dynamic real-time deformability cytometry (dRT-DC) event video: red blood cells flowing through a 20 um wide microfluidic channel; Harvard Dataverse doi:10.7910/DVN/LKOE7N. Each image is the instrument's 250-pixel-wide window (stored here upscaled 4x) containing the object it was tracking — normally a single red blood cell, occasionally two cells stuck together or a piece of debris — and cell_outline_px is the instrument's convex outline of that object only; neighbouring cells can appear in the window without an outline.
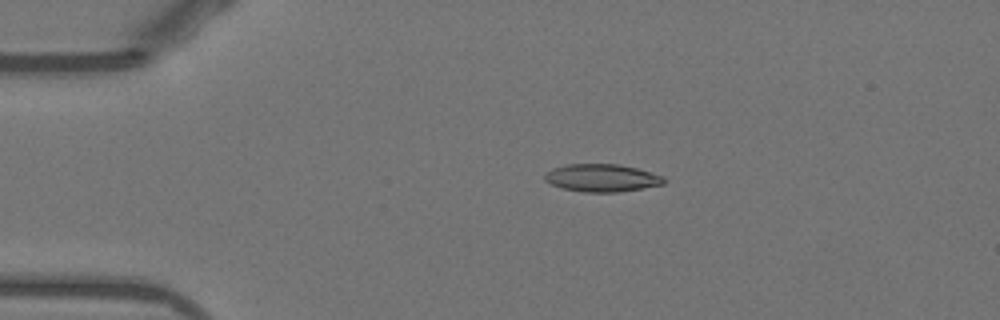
{"species": "Egyptian fruit bat (a non-hibernating species)", "species_latin": "Rousettus aegyptiacus", "temperature_condition": "warm", "stored_images_in_passage": 43, "camera_frame_rate_fps": 3000, "um_per_image_px": 0.085, "animal": {"sex": "female"}, "frame": {"image": 1, "passage_image": 1, "time_ms": 0.0, "image_size_px": [1000, 320], "cell_outline_px": [[664, 184], [620, 192], [584, 192], [564, 188], [552, 184], [544, 180], [544, 176], [552, 168], [568, 164], [620, 164], [636, 168], [664, 176]], "centroid_in_image_um": [51.17, 15.12], "position_along_channel_um": 33.8, "area_um2": 19.07}}
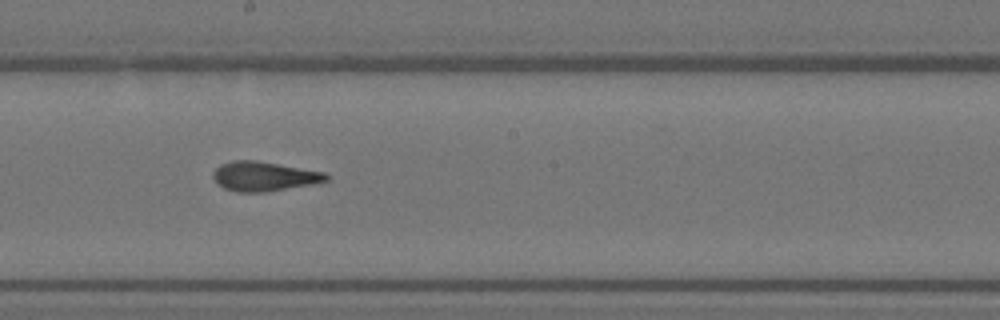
{"frame": {"image": 2, "passage_image": 19, "time_ms": 6.0, "image_size_px": [1000, 320], "cell_outline_px": [[328, 180], [312, 184], [264, 192], [236, 192], [224, 188], [216, 184], [212, 176], [212, 172], [220, 164], [232, 160], [256, 160], [324, 172], [328, 176]], "centroid_in_image_um": [22.37, 14.98], "position_along_channel_um": 225.8, "area_um2": 19.42}}
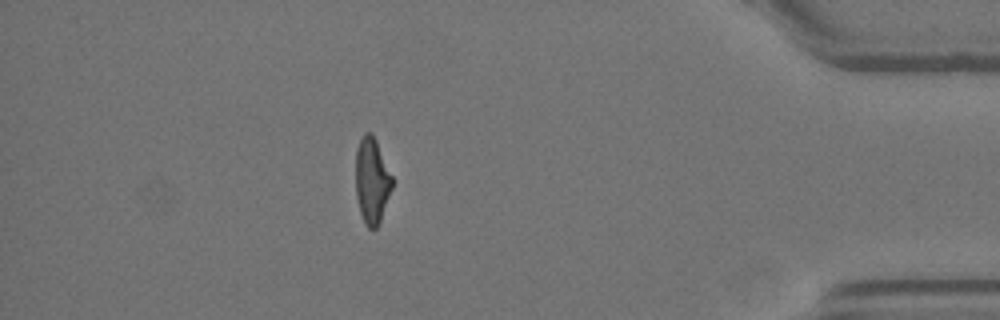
{"frame": {"image": 3, "passage_image": 36, "time_ms": 11.667, "image_size_px": [1000, 320], "cell_outline_px": [[392, 188], [380, 220], [376, 228], [368, 228], [364, 224], [360, 212], [356, 196], [356, 148], [364, 132], [372, 132], [376, 140], [392, 176]], "centroid_in_image_um": [31.6, 15.34], "position_along_channel_um": 403.6, "area_um2": 18.15}}